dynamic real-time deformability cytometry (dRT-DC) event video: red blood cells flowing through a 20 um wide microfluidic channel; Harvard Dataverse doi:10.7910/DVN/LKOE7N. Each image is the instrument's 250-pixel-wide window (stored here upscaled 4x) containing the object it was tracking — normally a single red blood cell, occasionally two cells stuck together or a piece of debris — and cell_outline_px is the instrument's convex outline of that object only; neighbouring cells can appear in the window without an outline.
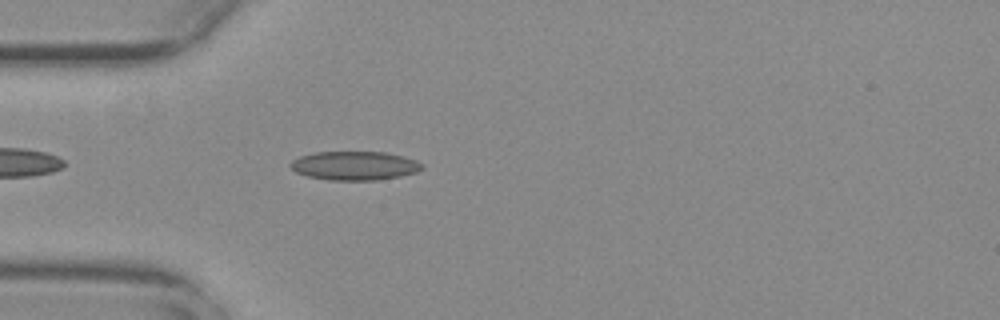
{"species": "common noctule bat (a hibernating species)", "species_latin": "Nyctalus noctula", "temperature_condition": "warm", "stored_images_in_passage": 43, "camera_frame_rate_fps": 3000, "um_per_image_px": 0.085, "animal": {"sex": "female", "body_mass_g": 29.2, "forearm_length_mm": 56.3}, "frame": {"image": 1, "passage_image": 4, "time_ms": 1.0, "image_size_px": [1000, 320], "cell_outline_px": [[424, 168], [416, 172], [400, 176], [376, 180], [328, 180], [308, 176], [296, 172], [288, 164], [292, 160], [300, 156], [316, 152], [384, 152], [416, 160], [424, 164]], "centroid_in_image_um": [30.14, 14.08], "position_along_channel_um": 54.9, "area_um2": 22.02}}
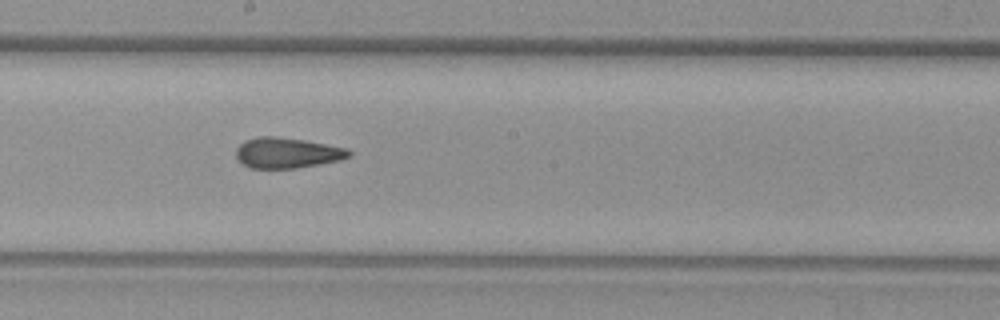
{"frame": {"image": 2, "passage_image": 18, "time_ms": 5.667, "image_size_px": [1000, 320], "cell_outline_px": [[352, 156], [340, 160], [320, 164], [296, 168], [248, 168], [236, 160], [236, 148], [244, 140], [256, 136], [276, 136], [304, 140], [348, 148], [352, 152]], "centroid_in_image_um": [24.38, 12.99], "position_along_channel_um": 223.8, "area_um2": 20.4}}
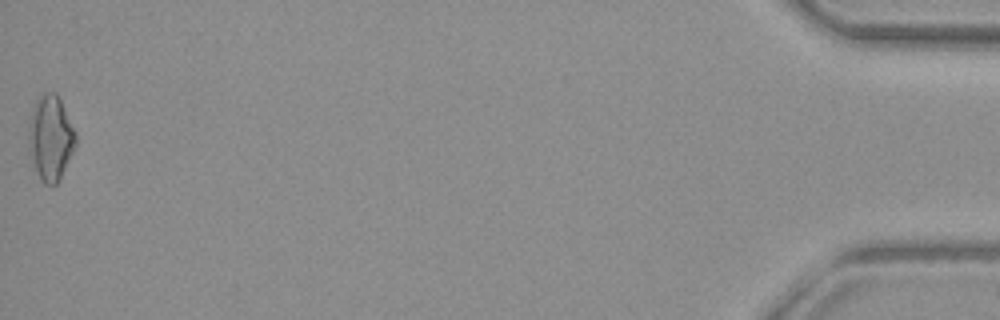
{"frame": {"image": 3, "passage_image": 43, "time_ms": 14.0, "image_size_px": [1000, 320], "cell_outline_px": [[76, 144], [60, 180], [56, 184], [44, 184], [40, 180], [36, 168], [32, 152], [32, 108], [36, 100], [44, 92], [56, 92], [76, 132]], "centroid_in_image_um": [4.38, 11.71], "position_along_channel_um": 430.8, "area_um2": 22.14}, "authors_computed_cell_mechanics": {"area_um2": 20.4034, "velocity_mm_per_s": 3.7457, "shape_relaxation_time_tau1_ms": null, "shape_relaxation_time_tau2_ms": 1.8265, "deformation_change_tau1": null, "deformation_change_tau2": 0.0858}}